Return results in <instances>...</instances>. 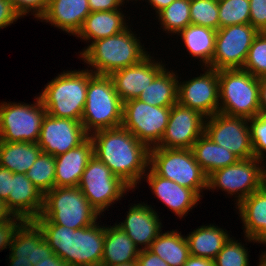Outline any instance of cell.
<instances>
[{
  "mask_svg": "<svg viewBox=\"0 0 266 266\" xmlns=\"http://www.w3.org/2000/svg\"><path fill=\"white\" fill-rule=\"evenodd\" d=\"M149 167L159 176L194 190L200 197L207 190V176L191 149H149Z\"/></svg>",
  "mask_w": 266,
  "mask_h": 266,
  "instance_id": "obj_8",
  "label": "cell"
},
{
  "mask_svg": "<svg viewBox=\"0 0 266 266\" xmlns=\"http://www.w3.org/2000/svg\"><path fill=\"white\" fill-rule=\"evenodd\" d=\"M259 260L260 262L258 266H266V251L265 252L262 251Z\"/></svg>",
  "mask_w": 266,
  "mask_h": 266,
  "instance_id": "obj_55",
  "label": "cell"
},
{
  "mask_svg": "<svg viewBox=\"0 0 266 266\" xmlns=\"http://www.w3.org/2000/svg\"><path fill=\"white\" fill-rule=\"evenodd\" d=\"M14 10L20 17L31 13L36 19L40 20L47 11L49 0H10Z\"/></svg>",
  "mask_w": 266,
  "mask_h": 266,
  "instance_id": "obj_41",
  "label": "cell"
},
{
  "mask_svg": "<svg viewBox=\"0 0 266 266\" xmlns=\"http://www.w3.org/2000/svg\"><path fill=\"white\" fill-rule=\"evenodd\" d=\"M178 79L176 72L165 67L138 99L153 106L172 107L177 103Z\"/></svg>",
  "mask_w": 266,
  "mask_h": 266,
  "instance_id": "obj_32",
  "label": "cell"
},
{
  "mask_svg": "<svg viewBox=\"0 0 266 266\" xmlns=\"http://www.w3.org/2000/svg\"><path fill=\"white\" fill-rule=\"evenodd\" d=\"M217 225H202L187 234L189 253L194 257L214 260L225 242L229 239L228 231ZM228 233V234H227Z\"/></svg>",
  "mask_w": 266,
  "mask_h": 266,
  "instance_id": "obj_27",
  "label": "cell"
},
{
  "mask_svg": "<svg viewBox=\"0 0 266 266\" xmlns=\"http://www.w3.org/2000/svg\"><path fill=\"white\" fill-rule=\"evenodd\" d=\"M183 266H215L214 260L189 256Z\"/></svg>",
  "mask_w": 266,
  "mask_h": 266,
  "instance_id": "obj_49",
  "label": "cell"
},
{
  "mask_svg": "<svg viewBox=\"0 0 266 266\" xmlns=\"http://www.w3.org/2000/svg\"><path fill=\"white\" fill-rule=\"evenodd\" d=\"M123 4L125 3L126 0H120ZM130 1H133V0H130ZM135 1H138V0H135ZM140 1V0H139ZM143 1V0H142ZM126 2H129V0H127Z\"/></svg>",
  "mask_w": 266,
  "mask_h": 266,
  "instance_id": "obj_56",
  "label": "cell"
},
{
  "mask_svg": "<svg viewBox=\"0 0 266 266\" xmlns=\"http://www.w3.org/2000/svg\"><path fill=\"white\" fill-rule=\"evenodd\" d=\"M123 102L109 75L94 74L89 70L86 104L81 123L90 136L94 132L116 128L122 124Z\"/></svg>",
  "mask_w": 266,
  "mask_h": 266,
  "instance_id": "obj_5",
  "label": "cell"
},
{
  "mask_svg": "<svg viewBox=\"0 0 266 266\" xmlns=\"http://www.w3.org/2000/svg\"><path fill=\"white\" fill-rule=\"evenodd\" d=\"M248 123L254 157L264 161L266 160L264 159L266 158V114L259 113L248 119Z\"/></svg>",
  "mask_w": 266,
  "mask_h": 266,
  "instance_id": "obj_40",
  "label": "cell"
},
{
  "mask_svg": "<svg viewBox=\"0 0 266 266\" xmlns=\"http://www.w3.org/2000/svg\"><path fill=\"white\" fill-rule=\"evenodd\" d=\"M33 104L0 103V141L37 143L47 114L39 96Z\"/></svg>",
  "mask_w": 266,
  "mask_h": 266,
  "instance_id": "obj_9",
  "label": "cell"
},
{
  "mask_svg": "<svg viewBox=\"0 0 266 266\" xmlns=\"http://www.w3.org/2000/svg\"><path fill=\"white\" fill-rule=\"evenodd\" d=\"M21 19L10 0H0V29L6 28Z\"/></svg>",
  "mask_w": 266,
  "mask_h": 266,
  "instance_id": "obj_44",
  "label": "cell"
},
{
  "mask_svg": "<svg viewBox=\"0 0 266 266\" xmlns=\"http://www.w3.org/2000/svg\"><path fill=\"white\" fill-rule=\"evenodd\" d=\"M242 69L257 78L266 76V32H259L253 40Z\"/></svg>",
  "mask_w": 266,
  "mask_h": 266,
  "instance_id": "obj_38",
  "label": "cell"
},
{
  "mask_svg": "<svg viewBox=\"0 0 266 266\" xmlns=\"http://www.w3.org/2000/svg\"><path fill=\"white\" fill-rule=\"evenodd\" d=\"M13 217L14 215L7 208L6 202L0 199V222L10 221Z\"/></svg>",
  "mask_w": 266,
  "mask_h": 266,
  "instance_id": "obj_51",
  "label": "cell"
},
{
  "mask_svg": "<svg viewBox=\"0 0 266 266\" xmlns=\"http://www.w3.org/2000/svg\"><path fill=\"white\" fill-rule=\"evenodd\" d=\"M137 264L138 266H169L168 263L148 249L140 250Z\"/></svg>",
  "mask_w": 266,
  "mask_h": 266,
  "instance_id": "obj_45",
  "label": "cell"
},
{
  "mask_svg": "<svg viewBox=\"0 0 266 266\" xmlns=\"http://www.w3.org/2000/svg\"><path fill=\"white\" fill-rule=\"evenodd\" d=\"M219 112L253 118L260 113L259 78L244 69L218 71Z\"/></svg>",
  "mask_w": 266,
  "mask_h": 266,
  "instance_id": "obj_6",
  "label": "cell"
},
{
  "mask_svg": "<svg viewBox=\"0 0 266 266\" xmlns=\"http://www.w3.org/2000/svg\"><path fill=\"white\" fill-rule=\"evenodd\" d=\"M127 213L125 220L116 225L132 239L140 250L148 249L162 232L160 215L151 205L144 202L131 205Z\"/></svg>",
  "mask_w": 266,
  "mask_h": 266,
  "instance_id": "obj_20",
  "label": "cell"
},
{
  "mask_svg": "<svg viewBox=\"0 0 266 266\" xmlns=\"http://www.w3.org/2000/svg\"><path fill=\"white\" fill-rule=\"evenodd\" d=\"M30 266H70V265L66 264L56 254H53L49 258L42 259L36 265H30Z\"/></svg>",
  "mask_w": 266,
  "mask_h": 266,
  "instance_id": "obj_50",
  "label": "cell"
},
{
  "mask_svg": "<svg viewBox=\"0 0 266 266\" xmlns=\"http://www.w3.org/2000/svg\"><path fill=\"white\" fill-rule=\"evenodd\" d=\"M206 117L178 102L171 107L165 133L156 146L167 149H191L204 134Z\"/></svg>",
  "mask_w": 266,
  "mask_h": 266,
  "instance_id": "obj_16",
  "label": "cell"
},
{
  "mask_svg": "<svg viewBox=\"0 0 266 266\" xmlns=\"http://www.w3.org/2000/svg\"><path fill=\"white\" fill-rule=\"evenodd\" d=\"M147 170L144 174L146 178H143L150 186L154 197L156 196L177 217L187 216L186 214L201 200L194 190L157 175L150 167Z\"/></svg>",
  "mask_w": 266,
  "mask_h": 266,
  "instance_id": "obj_21",
  "label": "cell"
},
{
  "mask_svg": "<svg viewBox=\"0 0 266 266\" xmlns=\"http://www.w3.org/2000/svg\"><path fill=\"white\" fill-rule=\"evenodd\" d=\"M41 152L37 143L0 141V166L25 174Z\"/></svg>",
  "mask_w": 266,
  "mask_h": 266,
  "instance_id": "obj_31",
  "label": "cell"
},
{
  "mask_svg": "<svg viewBox=\"0 0 266 266\" xmlns=\"http://www.w3.org/2000/svg\"><path fill=\"white\" fill-rule=\"evenodd\" d=\"M140 249L116 223L105 226L101 264H120L136 261Z\"/></svg>",
  "mask_w": 266,
  "mask_h": 266,
  "instance_id": "obj_28",
  "label": "cell"
},
{
  "mask_svg": "<svg viewBox=\"0 0 266 266\" xmlns=\"http://www.w3.org/2000/svg\"><path fill=\"white\" fill-rule=\"evenodd\" d=\"M220 28L250 23L249 0H218Z\"/></svg>",
  "mask_w": 266,
  "mask_h": 266,
  "instance_id": "obj_36",
  "label": "cell"
},
{
  "mask_svg": "<svg viewBox=\"0 0 266 266\" xmlns=\"http://www.w3.org/2000/svg\"><path fill=\"white\" fill-rule=\"evenodd\" d=\"M13 172L0 166V199L6 201L11 193Z\"/></svg>",
  "mask_w": 266,
  "mask_h": 266,
  "instance_id": "obj_47",
  "label": "cell"
},
{
  "mask_svg": "<svg viewBox=\"0 0 266 266\" xmlns=\"http://www.w3.org/2000/svg\"><path fill=\"white\" fill-rule=\"evenodd\" d=\"M154 58L149 53L138 64L121 68L109 75L114 83L115 91L123 103L138 99L143 90L165 68V64L162 61H156Z\"/></svg>",
  "mask_w": 266,
  "mask_h": 266,
  "instance_id": "obj_19",
  "label": "cell"
},
{
  "mask_svg": "<svg viewBox=\"0 0 266 266\" xmlns=\"http://www.w3.org/2000/svg\"><path fill=\"white\" fill-rule=\"evenodd\" d=\"M203 69L206 71L197 77L178 80L177 102L208 118L219 112V79L217 70Z\"/></svg>",
  "mask_w": 266,
  "mask_h": 266,
  "instance_id": "obj_15",
  "label": "cell"
},
{
  "mask_svg": "<svg viewBox=\"0 0 266 266\" xmlns=\"http://www.w3.org/2000/svg\"><path fill=\"white\" fill-rule=\"evenodd\" d=\"M248 242L266 245V188L253 192L236 205Z\"/></svg>",
  "mask_w": 266,
  "mask_h": 266,
  "instance_id": "obj_23",
  "label": "cell"
},
{
  "mask_svg": "<svg viewBox=\"0 0 266 266\" xmlns=\"http://www.w3.org/2000/svg\"><path fill=\"white\" fill-rule=\"evenodd\" d=\"M260 113L266 114V76L259 78Z\"/></svg>",
  "mask_w": 266,
  "mask_h": 266,
  "instance_id": "obj_48",
  "label": "cell"
},
{
  "mask_svg": "<svg viewBox=\"0 0 266 266\" xmlns=\"http://www.w3.org/2000/svg\"><path fill=\"white\" fill-rule=\"evenodd\" d=\"M191 24L213 30L220 28L218 0H190Z\"/></svg>",
  "mask_w": 266,
  "mask_h": 266,
  "instance_id": "obj_37",
  "label": "cell"
},
{
  "mask_svg": "<svg viewBox=\"0 0 266 266\" xmlns=\"http://www.w3.org/2000/svg\"><path fill=\"white\" fill-rule=\"evenodd\" d=\"M89 137L94 156L135 190L149 167V148L122 126L100 130Z\"/></svg>",
  "mask_w": 266,
  "mask_h": 266,
  "instance_id": "obj_1",
  "label": "cell"
},
{
  "mask_svg": "<svg viewBox=\"0 0 266 266\" xmlns=\"http://www.w3.org/2000/svg\"><path fill=\"white\" fill-rule=\"evenodd\" d=\"M258 33L250 23L219 28L214 55L208 67L217 71L243 68L250 46Z\"/></svg>",
  "mask_w": 266,
  "mask_h": 266,
  "instance_id": "obj_13",
  "label": "cell"
},
{
  "mask_svg": "<svg viewBox=\"0 0 266 266\" xmlns=\"http://www.w3.org/2000/svg\"><path fill=\"white\" fill-rule=\"evenodd\" d=\"M34 222L43 231L49 247L70 266H99L103 255L105 226L98 222L89 227L71 229L52 224L41 215Z\"/></svg>",
  "mask_w": 266,
  "mask_h": 266,
  "instance_id": "obj_2",
  "label": "cell"
},
{
  "mask_svg": "<svg viewBox=\"0 0 266 266\" xmlns=\"http://www.w3.org/2000/svg\"><path fill=\"white\" fill-rule=\"evenodd\" d=\"M78 187L99 215L132 190L96 156L89 160Z\"/></svg>",
  "mask_w": 266,
  "mask_h": 266,
  "instance_id": "obj_10",
  "label": "cell"
},
{
  "mask_svg": "<svg viewBox=\"0 0 266 266\" xmlns=\"http://www.w3.org/2000/svg\"><path fill=\"white\" fill-rule=\"evenodd\" d=\"M170 111L171 107L153 106L139 99L125 101L121 126L150 149L160 143Z\"/></svg>",
  "mask_w": 266,
  "mask_h": 266,
  "instance_id": "obj_11",
  "label": "cell"
},
{
  "mask_svg": "<svg viewBox=\"0 0 266 266\" xmlns=\"http://www.w3.org/2000/svg\"><path fill=\"white\" fill-rule=\"evenodd\" d=\"M43 198L42 192L25 174L13 173L11 193L5 202L14 216L34 221L41 215Z\"/></svg>",
  "mask_w": 266,
  "mask_h": 266,
  "instance_id": "obj_22",
  "label": "cell"
},
{
  "mask_svg": "<svg viewBox=\"0 0 266 266\" xmlns=\"http://www.w3.org/2000/svg\"><path fill=\"white\" fill-rule=\"evenodd\" d=\"M173 1L175 0H146V2L150 3L148 5L154 8L156 14L169 6Z\"/></svg>",
  "mask_w": 266,
  "mask_h": 266,
  "instance_id": "obj_52",
  "label": "cell"
},
{
  "mask_svg": "<svg viewBox=\"0 0 266 266\" xmlns=\"http://www.w3.org/2000/svg\"><path fill=\"white\" fill-rule=\"evenodd\" d=\"M248 253L241 242L229 237L214 259L215 266H249Z\"/></svg>",
  "mask_w": 266,
  "mask_h": 266,
  "instance_id": "obj_39",
  "label": "cell"
},
{
  "mask_svg": "<svg viewBox=\"0 0 266 266\" xmlns=\"http://www.w3.org/2000/svg\"><path fill=\"white\" fill-rule=\"evenodd\" d=\"M24 222L22 217L17 216L10 221L0 222V252L11 246L16 231Z\"/></svg>",
  "mask_w": 266,
  "mask_h": 266,
  "instance_id": "obj_42",
  "label": "cell"
},
{
  "mask_svg": "<svg viewBox=\"0 0 266 266\" xmlns=\"http://www.w3.org/2000/svg\"><path fill=\"white\" fill-rule=\"evenodd\" d=\"M9 249V266L36 265L54 254L43 231L34 221H25L19 227Z\"/></svg>",
  "mask_w": 266,
  "mask_h": 266,
  "instance_id": "obj_18",
  "label": "cell"
},
{
  "mask_svg": "<svg viewBox=\"0 0 266 266\" xmlns=\"http://www.w3.org/2000/svg\"><path fill=\"white\" fill-rule=\"evenodd\" d=\"M262 161L255 157L239 160L233 165L218 169L207 177V190H222L236 197L238 205L262 187Z\"/></svg>",
  "mask_w": 266,
  "mask_h": 266,
  "instance_id": "obj_12",
  "label": "cell"
},
{
  "mask_svg": "<svg viewBox=\"0 0 266 266\" xmlns=\"http://www.w3.org/2000/svg\"><path fill=\"white\" fill-rule=\"evenodd\" d=\"M250 24L259 32H266V0H249Z\"/></svg>",
  "mask_w": 266,
  "mask_h": 266,
  "instance_id": "obj_43",
  "label": "cell"
},
{
  "mask_svg": "<svg viewBox=\"0 0 266 266\" xmlns=\"http://www.w3.org/2000/svg\"><path fill=\"white\" fill-rule=\"evenodd\" d=\"M262 168H261V172H262V186L266 188V162L264 164V161H262Z\"/></svg>",
  "mask_w": 266,
  "mask_h": 266,
  "instance_id": "obj_54",
  "label": "cell"
},
{
  "mask_svg": "<svg viewBox=\"0 0 266 266\" xmlns=\"http://www.w3.org/2000/svg\"><path fill=\"white\" fill-rule=\"evenodd\" d=\"M126 17L122 9L90 12L75 36L88 43L113 36L128 27Z\"/></svg>",
  "mask_w": 266,
  "mask_h": 266,
  "instance_id": "obj_26",
  "label": "cell"
},
{
  "mask_svg": "<svg viewBox=\"0 0 266 266\" xmlns=\"http://www.w3.org/2000/svg\"><path fill=\"white\" fill-rule=\"evenodd\" d=\"M216 30L208 27L189 24L181 30L177 36H180L184 42V47L192 58L200 59L201 68L208 67L211 64L215 51Z\"/></svg>",
  "mask_w": 266,
  "mask_h": 266,
  "instance_id": "obj_30",
  "label": "cell"
},
{
  "mask_svg": "<svg viewBox=\"0 0 266 266\" xmlns=\"http://www.w3.org/2000/svg\"><path fill=\"white\" fill-rule=\"evenodd\" d=\"M86 69L63 71L46 83L39 98L47 114L81 121L89 82V69Z\"/></svg>",
  "mask_w": 266,
  "mask_h": 266,
  "instance_id": "obj_4",
  "label": "cell"
},
{
  "mask_svg": "<svg viewBox=\"0 0 266 266\" xmlns=\"http://www.w3.org/2000/svg\"><path fill=\"white\" fill-rule=\"evenodd\" d=\"M90 12L88 0H49L47 11L40 21L75 36Z\"/></svg>",
  "mask_w": 266,
  "mask_h": 266,
  "instance_id": "obj_25",
  "label": "cell"
},
{
  "mask_svg": "<svg viewBox=\"0 0 266 266\" xmlns=\"http://www.w3.org/2000/svg\"><path fill=\"white\" fill-rule=\"evenodd\" d=\"M41 216L74 230L89 227L100 217L78 186L54 187L46 192Z\"/></svg>",
  "mask_w": 266,
  "mask_h": 266,
  "instance_id": "obj_7",
  "label": "cell"
},
{
  "mask_svg": "<svg viewBox=\"0 0 266 266\" xmlns=\"http://www.w3.org/2000/svg\"><path fill=\"white\" fill-rule=\"evenodd\" d=\"M204 134L214 143L235 154L240 160L254 157L247 118L228 116L218 112L206 118Z\"/></svg>",
  "mask_w": 266,
  "mask_h": 266,
  "instance_id": "obj_14",
  "label": "cell"
},
{
  "mask_svg": "<svg viewBox=\"0 0 266 266\" xmlns=\"http://www.w3.org/2000/svg\"><path fill=\"white\" fill-rule=\"evenodd\" d=\"M191 150L207 177L214 171L233 165L240 160L228 149L214 143L206 134L198 138Z\"/></svg>",
  "mask_w": 266,
  "mask_h": 266,
  "instance_id": "obj_29",
  "label": "cell"
},
{
  "mask_svg": "<svg viewBox=\"0 0 266 266\" xmlns=\"http://www.w3.org/2000/svg\"><path fill=\"white\" fill-rule=\"evenodd\" d=\"M148 250L158 255L169 266H183L190 256L186 236L177 230L161 232Z\"/></svg>",
  "mask_w": 266,
  "mask_h": 266,
  "instance_id": "obj_33",
  "label": "cell"
},
{
  "mask_svg": "<svg viewBox=\"0 0 266 266\" xmlns=\"http://www.w3.org/2000/svg\"><path fill=\"white\" fill-rule=\"evenodd\" d=\"M156 15L166 34H178L191 24L190 0H175Z\"/></svg>",
  "mask_w": 266,
  "mask_h": 266,
  "instance_id": "obj_34",
  "label": "cell"
},
{
  "mask_svg": "<svg viewBox=\"0 0 266 266\" xmlns=\"http://www.w3.org/2000/svg\"><path fill=\"white\" fill-rule=\"evenodd\" d=\"M25 175L44 195L55 187V157L41 152Z\"/></svg>",
  "mask_w": 266,
  "mask_h": 266,
  "instance_id": "obj_35",
  "label": "cell"
},
{
  "mask_svg": "<svg viewBox=\"0 0 266 266\" xmlns=\"http://www.w3.org/2000/svg\"><path fill=\"white\" fill-rule=\"evenodd\" d=\"M130 29L128 26L118 34L93 41L80 52L81 59L89 64L87 66L94 74L110 75L121 68L138 64L149 55L138 39L140 37Z\"/></svg>",
  "mask_w": 266,
  "mask_h": 266,
  "instance_id": "obj_3",
  "label": "cell"
},
{
  "mask_svg": "<svg viewBox=\"0 0 266 266\" xmlns=\"http://www.w3.org/2000/svg\"><path fill=\"white\" fill-rule=\"evenodd\" d=\"M99 266H138L137 260L133 262L120 263V264H100Z\"/></svg>",
  "mask_w": 266,
  "mask_h": 266,
  "instance_id": "obj_53",
  "label": "cell"
},
{
  "mask_svg": "<svg viewBox=\"0 0 266 266\" xmlns=\"http://www.w3.org/2000/svg\"><path fill=\"white\" fill-rule=\"evenodd\" d=\"M91 12L113 11L122 9L123 3L120 0H88Z\"/></svg>",
  "mask_w": 266,
  "mask_h": 266,
  "instance_id": "obj_46",
  "label": "cell"
},
{
  "mask_svg": "<svg viewBox=\"0 0 266 266\" xmlns=\"http://www.w3.org/2000/svg\"><path fill=\"white\" fill-rule=\"evenodd\" d=\"M94 156L92 139L88 137L79 146L55 157V187H76Z\"/></svg>",
  "mask_w": 266,
  "mask_h": 266,
  "instance_id": "obj_24",
  "label": "cell"
},
{
  "mask_svg": "<svg viewBox=\"0 0 266 266\" xmlns=\"http://www.w3.org/2000/svg\"><path fill=\"white\" fill-rule=\"evenodd\" d=\"M88 137L81 121L46 114L37 144L43 153L56 157L79 146Z\"/></svg>",
  "mask_w": 266,
  "mask_h": 266,
  "instance_id": "obj_17",
  "label": "cell"
}]
</instances>
